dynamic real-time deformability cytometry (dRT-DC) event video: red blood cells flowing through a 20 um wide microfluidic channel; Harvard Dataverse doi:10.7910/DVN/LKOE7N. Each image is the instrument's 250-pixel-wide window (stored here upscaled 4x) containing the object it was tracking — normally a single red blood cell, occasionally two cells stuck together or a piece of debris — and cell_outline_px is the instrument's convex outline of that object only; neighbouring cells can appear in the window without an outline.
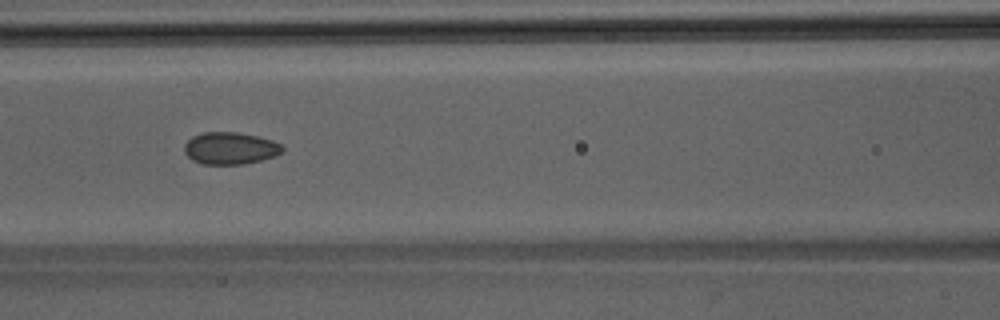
{"species": "Egyptian fruit bat (a non-hibernating species)", "species_latin": "Rousettus aegyptiacus", "temperature_condition": "room temperature", "stored_images_in_passage": 29, "camera_frame_rate_fps": 3000, "um_per_image_px": 0.085, "animal": {"sex": "male"}, "frame": {"image": 1, "passage_image": 20, "time_ms": 6.333, "image_size_px": [1000, 320], "cell_outline_px": [[284, 152], [276, 156], [244, 164], [200, 164], [192, 160], [184, 152], [184, 144], [192, 136], [204, 132], [236, 132], [260, 136], [272, 140], [280, 144], [284, 148]], "centroid_in_image_um": [19.58, 12.6], "position_along_channel_um": 147.0, "area_um2": 18.55}}
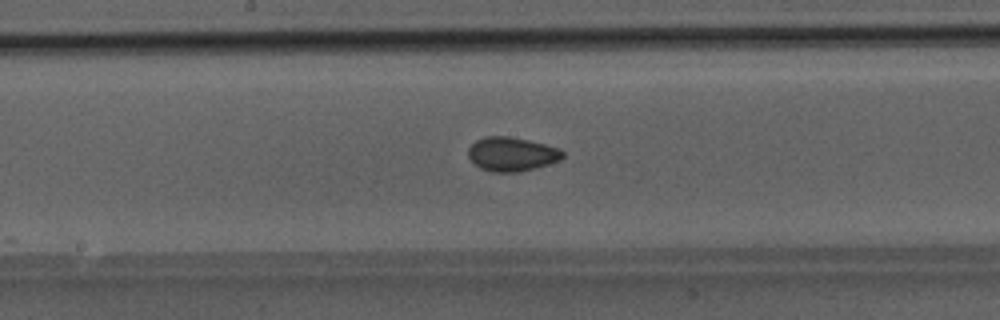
{"frame": {"image": 2, "passage_image": 24, "time_ms": 7.667, "image_size_px": [1000, 320], "cell_outline_px": [[564, 156], [560, 160], [548, 164], [520, 172], [492, 172], [480, 168], [468, 156], [468, 148], [476, 140], [484, 136], [508, 136], [528, 140], [560, 148], [564, 152]], "centroid_in_image_um": [43.5, 13.09], "position_along_channel_um": 204.7, "area_um2": 18.73}}